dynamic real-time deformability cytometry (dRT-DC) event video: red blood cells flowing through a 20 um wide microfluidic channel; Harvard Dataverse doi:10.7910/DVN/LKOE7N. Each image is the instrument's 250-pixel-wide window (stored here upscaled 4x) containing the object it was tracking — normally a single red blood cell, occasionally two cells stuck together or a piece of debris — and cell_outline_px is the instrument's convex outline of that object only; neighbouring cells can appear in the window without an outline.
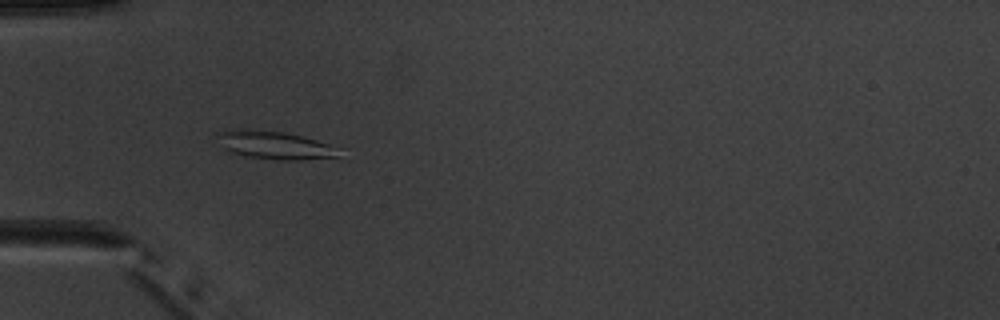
{"species": "common noctule bat (a hibernating species)", "species_latin": "Nyctalus noctula", "temperature_condition": "warm", "stored_images_in_passage": 4, "camera_frame_rate_fps": 3000, "um_per_image_px": 0.085, "animal": {"sex": "male", "body_mass_g": 20.1, "forearm_length_mm": 53.5}, "frame": {"image": 1, "passage_image": 3, "time_ms": 2.333, "image_size_px": [1000, 320], "cell_outline_px": [[340, 156], [300, 160], [276, 160], [244, 156], [232, 152], [224, 148], [216, 136], [216, 132], [236, 128], [244, 128], [284, 132], [316, 140], [340, 148]], "centroid_in_image_um": [23.32, 12.33], "position_along_channel_um": 61.7, "area_um2": 20.0}}